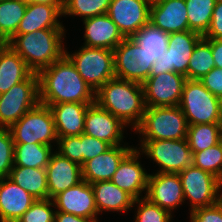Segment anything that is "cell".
<instances>
[{"mask_svg":"<svg viewBox=\"0 0 222 222\" xmlns=\"http://www.w3.org/2000/svg\"><path fill=\"white\" fill-rule=\"evenodd\" d=\"M37 75L39 100L43 105L65 102L95 103V91L83 80L66 55Z\"/></svg>","mask_w":222,"mask_h":222,"instance_id":"1","label":"cell"},{"mask_svg":"<svg viewBox=\"0 0 222 222\" xmlns=\"http://www.w3.org/2000/svg\"><path fill=\"white\" fill-rule=\"evenodd\" d=\"M95 103L135 130L146 110L142 84L113 78L95 92Z\"/></svg>","mask_w":222,"mask_h":222,"instance_id":"2","label":"cell"},{"mask_svg":"<svg viewBox=\"0 0 222 222\" xmlns=\"http://www.w3.org/2000/svg\"><path fill=\"white\" fill-rule=\"evenodd\" d=\"M65 32V29H40L13 35L6 44L26 62L33 73L38 74L65 55Z\"/></svg>","mask_w":222,"mask_h":222,"instance_id":"3","label":"cell"},{"mask_svg":"<svg viewBox=\"0 0 222 222\" xmlns=\"http://www.w3.org/2000/svg\"><path fill=\"white\" fill-rule=\"evenodd\" d=\"M134 131L142 135L140 140H181L187 136L188 123L179 106L146 107Z\"/></svg>","mask_w":222,"mask_h":222,"instance_id":"4","label":"cell"},{"mask_svg":"<svg viewBox=\"0 0 222 222\" xmlns=\"http://www.w3.org/2000/svg\"><path fill=\"white\" fill-rule=\"evenodd\" d=\"M178 106L188 125L222 123L220 98L210 93L200 80L186 79Z\"/></svg>","mask_w":222,"mask_h":222,"instance_id":"5","label":"cell"},{"mask_svg":"<svg viewBox=\"0 0 222 222\" xmlns=\"http://www.w3.org/2000/svg\"><path fill=\"white\" fill-rule=\"evenodd\" d=\"M65 55L95 92L108 80L115 78L113 50L83 45L72 54L65 50Z\"/></svg>","mask_w":222,"mask_h":222,"instance_id":"6","label":"cell"},{"mask_svg":"<svg viewBox=\"0 0 222 222\" xmlns=\"http://www.w3.org/2000/svg\"><path fill=\"white\" fill-rule=\"evenodd\" d=\"M9 130L14 143L53 146L51 143L57 144L58 140L52 111L41 103L27 111Z\"/></svg>","mask_w":222,"mask_h":222,"instance_id":"7","label":"cell"},{"mask_svg":"<svg viewBox=\"0 0 222 222\" xmlns=\"http://www.w3.org/2000/svg\"><path fill=\"white\" fill-rule=\"evenodd\" d=\"M139 149L161 168L157 173L179 174L193 166V153L187 139L181 140H140ZM142 149V150H141Z\"/></svg>","mask_w":222,"mask_h":222,"instance_id":"8","label":"cell"},{"mask_svg":"<svg viewBox=\"0 0 222 222\" xmlns=\"http://www.w3.org/2000/svg\"><path fill=\"white\" fill-rule=\"evenodd\" d=\"M39 103V79L36 73H32L26 80L0 94V128L9 129Z\"/></svg>","mask_w":222,"mask_h":222,"instance_id":"9","label":"cell"},{"mask_svg":"<svg viewBox=\"0 0 222 222\" xmlns=\"http://www.w3.org/2000/svg\"><path fill=\"white\" fill-rule=\"evenodd\" d=\"M202 38L200 34L189 30L170 33L167 51L153 63L149 76L175 72L187 78L190 58Z\"/></svg>","mask_w":222,"mask_h":222,"instance_id":"10","label":"cell"},{"mask_svg":"<svg viewBox=\"0 0 222 222\" xmlns=\"http://www.w3.org/2000/svg\"><path fill=\"white\" fill-rule=\"evenodd\" d=\"M185 200L191 204L189 210L213 205L222 199V182L209 172L189 166L179 173Z\"/></svg>","mask_w":222,"mask_h":222,"instance_id":"11","label":"cell"},{"mask_svg":"<svg viewBox=\"0 0 222 222\" xmlns=\"http://www.w3.org/2000/svg\"><path fill=\"white\" fill-rule=\"evenodd\" d=\"M115 77L143 84L151 73L156 61L135 43L130 37L125 39L113 50Z\"/></svg>","mask_w":222,"mask_h":222,"instance_id":"12","label":"cell"},{"mask_svg":"<svg viewBox=\"0 0 222 222\" xmlns=\"http://www.w3.org/2000/svg\"><path fill=\"white\" fill-rule=\"evenodd\" d=\"M186 79L175 72L149 76L142 84L146 107L178 106Z\"/></svg>","mask_w":222,"mask_h":222,"instance_id":"13","label":"cell"},{"mask_svg":"<svg viewBox=\"0 0 222 222\" xmlns=\"http://www.w3.org/2000/svg\"><path fill=\"white\" fill-rule=\"evenodd\" d=\"M151 0H111L108 16L124 37H131L149 23Z\"/></svg>","mask_w":222,"mask_h":222,"instance_id":"14","label":"cell"},{"mask_svg":"<svg viewBox=\"0 0 222 222\" xmlns=\"http://www.w3.org/2000/svg\"><path fill=\"white\" fill-rule=\"evenodd\" d=\"M145 196L150 202L172 213L185 198L179 174H149Z\"/></svg>","mask_w":222,"mask_h":222,"instance_id":"15","label":"cell"},{"mask_svg":"<svg viewBox=\"0 0 222 222\" xmlns=\"http://www.w3.org/2000/svg\"><path fill=\"white\" fill-rule=\"evenodd\" d=\"M126 125L109 111L100 108L96 103L86 111L84 134L103 140L111 146L123 145V129Z\"/></svg>","mask_w":222,"mask_h":222,"instance_id":"16","label":"cell"},{"mask_svg":"<svg viewBox=\"0 0 222 222\" xmlns=\"http://www.w3.org/2000/svg\"><path fill=\"white\" fill-rule=\"evenodd\" d=\"M142 153L133 148L119 163L111 181L120 189L125 190L134 199L143 198V191H147L149 174L138 160ZM141 196V197H140Z\"/></svg>","mask_w":222,"mask_h":222,"instance_id":"17","label":"cell"},{"mask_svg":"<svg viewBox=\"0 0 222 222\" xmlns=\"http://www.w3.org/2000/svg\"><path fill=\"white\" fill-rule=\"evenodd\" d=\"M52 200L56 211L98 220L93 188L87 181L83 180L76 186L68 188Z\"/></svg>","mask_w":222,"mask_h":222,"instance_id":"18","label":"cell"},{"mask_svg":"<svg viewBox=\"0 0 222 222\" xmlns=\"http://www.w3.org/2000/svg\"><path fill=\"white\" fill-rule=\"evenodd\" d=\"M46 175L49 199L51 200L61 192L83 181L82 166L63 157L57 151L51 154L46 166Z\"/></svg>","mask_w":222,"mask_h":222,"instance_id":"19","label":"cell"},{"mask_svg":"<svg viewBox=\"0 0 222 222\" xmlns=\"http://www.w3.org/2000/svg\"><path fill=\"white\" fill-rule=\"evenodd\" d=\"M149 22L169 34L189 30L185 0L152 1Z\"/></svg>","mask_w":222,"mask_h":222,"instance_id":"20","label":"cell"},{"mask_svg":"<svg viewBox=\"0 0 222 222\" xmlns=\"http://www.w3.org/2000/svg\"><path fill=\"white\" fill-rule=\"evenodd\" d=\"M35 200L9 177L0 178V222H17Z\"/></svg>","mask_w":222,"mask_h":222,"instance_id":"21","label":"cell"},{"mask_svg":"<svg viewBox=\"0 0 222 222\" xmlns=\"http://www.w3.org/2000/svg\"><path fill=\"white\" fill-rule=\"evenodd\" d=\"M111 146L100 155L82 165V178L92 184L98 181L111 180L122 159L134 148L131 146Z\"/></svg>","mask_w":222,"mask_h":222,"instance_id":"22","label":"cell"},{"mask_svg":"<svg viewBox=\"0 0 222 222\" xmlns=\"http://www.w3.org/2000/svg\"><path fill=\"white\" fill-rule=\"evenodd\" d=\"M82 22L85 25V46L114 50L125 39L107 13Z\"/></svg>","mask_w":222,"mask_h":222,"instance_id":"23","label":"cell"},{"mask_svg":"<svg viewBox=\"0 0 222 222\" xmlns=\"http://www.w3.org/2000/svg\"><path fill=\"white\" fill-rule=\"evenodd\" d=\"M63 6L28 3L25 14L14 35L32 33L40 29H64V26L58 20L62 17Z\"/></svg>","mask_w":222,"mask_h":222,"instance_id":"24","label":"cell"},{"mask_svg":"<svg viewBox=\"0 0 222 222\" xmlns=\"http://www.w3.org/2000/svg\"><path fill=\"white\" fill-rule=\"evenodd\" d=\"M94 103L65 102L50 105L57 137L79 136L84 132L85 115Z\"/></svg>","mask_w":222,"mask_h":222,"instance_id":"25","label":"cell"},{"mask_svg":"<svg viewBox=\"0 0 222 222\" xmlns=\"http://www.w3.org/2000/svg\"><path fill=\"white\" fill-rule=\"evenodd\" d=\"M94 192L98 214L103 211H128L135 207L134 198L125 190L120 189L111 180L98 181L91 184Z\"/></svg>","mask_w":222,"mask_h":222,"instance_id":"26","label":"cell"},{"mask_svg":"<svg viewBox=\"0 0 222 222\" xmlns=\"http://www.w3.org/2000/svg\"><path fill=\"white\" fill-rule=\"evenodd\" d=\"M32 73L26 62L8 44L0 45V94L26 80Z\"/></svg>","mask_w":222,"mask_h":222,"instance_id":"27","label":"cell"},{"mask_svg":"<svg viewBox=\"0 0 222 222\" xmlns=\"http://www.w3.org/2000/svg\"><path fill=\"white\" fill-rule=\"evenodd\" d=\"M9 178L36 200L49 199L46 168L13 166Z\"/></svg>","mask_w":222,"mask_h":222,"instance_id":"28","label":"cell"},{"mask_svg":"<svg viewBox=\"0 0 222 222\" xmlns=\"http://www.w3.org/2000/svg\"><path fill=\"white\" fill-rule=\"evenodd\" d=\"M52 148L39 143H14V166L46 168Z\"/></svg>","mask_w":222,"mask_h":222,"instance_id":"29","label":"cell"},{"mask_svg":"<svg viewBox=\"0 0 222 222\" xmlns=\"http://www.w3.org/2000/svg\"><path fill=\"white\" fill-rule=\"evenodd\" d=\"M186 139L192 153L213 147L222 141V123L188 125Z\"/></svg>","mask_w":222,"mask_h":222,"instance_id":"30","label":"cell"},{"mask_svg":"<svg viewBox=\"0 0 222 222\" xmlns=\"http://www.w3.org/2000/svg\"><path fill=\"white\" fill-rule=\"evenodd\" d=\"M135 43L157 60L168 48L169 33L153 26L150 22L130 37Z\"/></svg>","mask_w":222,"mask_h":222,"instance_id":"31","label":"cell"},{"mask_svg":"<svg viewBox=\"0 0 222 222\" xmlns=\"http://www.w3.org/2000/svg\"><path fill=\"white\" fill-rule=\"evenodd\" d=\"M27 8L20 0L0 1V39L6 43L17 31Z\"/></svg>","mask_w":222,"mask_h":222,"instance_id":"32","label":"cell"},{"mask_svg":"<svg viewBox=\"0 0 222 222\" xmlns=\"http://www.w3.org/2000/svg\"><path fill=\"white\" fill-rule=\"evenodd\" d=\"M215 0H185L189 31L204 36L211 24Z\"/></svg>","mask_w":222,"mask_h":222,"instance_id":"33","label":"cell"},{"mask_svg":"<svg viewBox=\"0 0 222 222\" xmlns=\"http://www.w3.org/2000/svg\"><path fill=\"white\" fill-rule=\"evenodd\" d=\"M215 68L211 45L202 38L195 46L188 64L187 79L200 80Z\"/></svg>","mask_w":222,"mask_h":222,"instance_id":"34","label":"cell"},{"mask_svg":"<svg viewBox=\"0 0 222 222\" xmlns=\"http://www.w3.org/2000/svg\"><path fill=\"white\" fill-rule=\"evenodd\" d=\"M111 0H64L62 16H79L82 20L106 14Z\"/></svg>","mask_w":222,"mask_h":222,"instance_id":"35","label":"cell"},{"mask_svg":"<svg viewBox=\"0 0 222 222\" xmlns=\"http://www.w3.org/2000/svg\"><path fill=\"white\" fill-rule=\"evenodd\" d=\"M193 166L211 173L222 182V141L213 147L193 153Z\"/></svg>","mask_w":222,"mask_h":222,"instance_id":"36","label":"cell"},{"mask_svg":"<svg viewBox=\"0 0 222 222\" xmlns=\"http://www.w3.org/2000/svg\"><path fill=\"white\" fill-rule=\"evenodd\" d=\"M135 204H137L135 222H171L173 218L168 210L150 202L146 197L134 199L133 205Z\"/></svg>","mask_w":222,"mask_h":222,"instance_id":"37","label":"cell"},{"mask_svg":"<svg viewBox=\"0 0 222 222\" xmlns=\"http://www.w3.org/2000/svg\"><path fill=\"white\" fill-rule=\"evenodd\" d=\"M51 199L35 200L17 222H54L56 210Z\"/></svg>","mask_w":222,"mask_h":222,"instance_id":"38","label":"cell"},{"mask_svg":"<svg viewBox=\"0 0 222 222\" xmlns=\"http://www.w3.org/2000/svg\"><path fill=\"white\" fill-rule=\"evenodd\" d=\"M14 166V141L9 129L0 128V178L9 177Z\"/></svg>","mask_w":222,"mask_h":222,"instance_id":"39","label":"cell"},{"mask_svg":"<svg viewBox=\"0 0 222 222\" xmlns=\"http://www.w3.org/2000/svg\"><path fill=\"white\" fill-rule=\"evenodd\" d=\"M58 153L70 161L83 165V155L81 153V134L79 136L58 137Z\"/></svg>","mask_w":222,"mask_h":222,"instance_id":"40","label":"cell"},{"mask_svg":"<svg viewBox=\"0 0 222 222\" xmlns=\"http://www.w3.org/2000/svg\"><path fill=\"white\" fill-rule=\"evenodd\" d=\"M111 145L103 140L81 134V153L83 155V164L105 152Z\"/></svg>","mask_w":222,"mask_h":222,"instance_id":"41","label":"cell"},{"mask_svg":"<svg viewBox=\"0 0 222 222\" xmlns=\"http://www.w3.org/2000/svg\"><path fill=\"white\" fill-rule=\"evenodd\" d=\"M191 222H222V199L217 203L190 211Z\"/></svg>","mask_w":222,"mask_h":222,"instance_id":"42","label":"cell"},{"mask_svg":"<svg viewBox=\"0 0 222 222\" xmlns=\"http://www.w3.org/2000/svg\"><path fill=\"white\" fill-rule=\"evenodd\" d=\"M203 86L218 98H222V69L213 68L200 79Z\"/></svg>","mask_w":222,"mask_h":222,"instance_id":"43","label":"cell"},{"mask_svg":"<svg viewBox=\"0 0 222 222\" xmlns=\"http://www.w3.org/2000/svg\"><path fill=\"white\" fill-rule=\"evenodd\" d=\"M204 39H222V2H216L211 17L209 29L203 36Z\"/></svg>","mask_w":222,"mask_h":222,"instance_id":"44","label":"cell"},{"mask_svg":"<svg viewBox=\"0 0 222 222\" xmlns=\"http://www.w3.org/2000/svg\"><path fill=\"white\" fill-rule=\"evenodd\" d=\"M205 40L211 45L215 67L222 69V39H205Z\"/></svg>","mask_w":222,"mask_h":222,"instance_id":"45","label":"cell"},{"mask_svg":"<svg viewBox=\"0 0 222 222\" xmlns=\"http://www.w3.org/2000/svg\"><path fill=\"white\" fill-rule=\"evenodd\" d=\"M54 222H98V220L88 219L66 212H55Z\"/></svg>","mask_w":222,"mask_h":222,"instance_id":"46","label":"cell"},{"mask_svg":"<svg viewBox=\"0 0 222 222\" xmlns=\"http://www.w3.org/2000/svg\"><path fill=\"white\" fill-rule=\"evenodd\" d=\"M34 2L49 5H64V0H34Z\"/></svg>","mask_w":222,"mask_h":222,"instance_id":"47","label":"cell"},{"mask_svg":"<svg viewBox=\"0 0 222 222\" xmlns=\"http://www.w3.org/2000/svg\"><path fill=\"white\" fill-rule=\"evenodd\" d=\"M20 1L25 2V3H27V4L34 2V0H20Z\"/></svg>","mask_w":222,"mask_h":222,"instance_id":"48","label":"cell"},{"mask_svg":"<svg viewBox=\"0 0 222 222\" xmlns=\"http://www.w3.org/2000/svg\"><path fill=\"white\" fill-rule=\"evenodd\" d=\"M220 101H221V113H222V98L220 99Z\"/></svg>","mask_w":222,"mask_h":222,"instance_id":"49","label":"cell"},{"mask_svg":"<svg viewBox=\"0 0 222 222\" xmlns=\"http://www.w3.org/2000/svg\"><path fill=\"white\" fill-rule=\"evenodd\" d=\"M4 44V42L0 39V45Z\"/></svg>","mask_w":222,"mask_h":222,"instance_id":"50","label":"cell"}]
</instances>
